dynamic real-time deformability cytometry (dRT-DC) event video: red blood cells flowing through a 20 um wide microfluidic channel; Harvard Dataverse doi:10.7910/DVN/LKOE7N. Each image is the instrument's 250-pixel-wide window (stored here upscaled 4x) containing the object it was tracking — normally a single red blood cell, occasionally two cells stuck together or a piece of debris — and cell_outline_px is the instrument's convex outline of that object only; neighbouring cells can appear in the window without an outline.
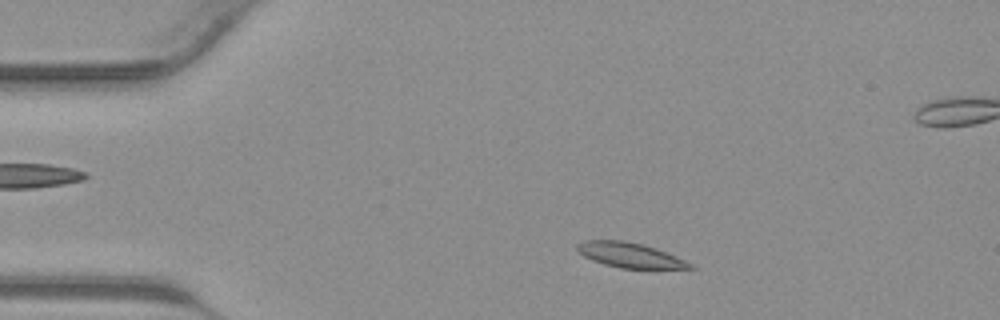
{"species": "common noctule bat (a hibernating species)", "species_latin": "Nyctalus noctula", "temperature_condition": "warm", "stored_images_in_passage": 40, "camera_frame_rate_fps": 3000, "um_per_image_px": 0.085, "animal": {"sex": "male", "body_mass_g": 23.1, "forearm_length_mm": 52.7}, "frame": {"image": 1, "passage_image": 5, "time_ms": 1.333, "image_size_px": [1000, 320], "cell_outline_px": [[696, 268], [620, 268], [604, 264], [592, 260], [584, 256], [576, 248], [576, 244], [584, 240], [624, 240], [644, 244], [656, 248], [676, 256], [692, 264]], "centroid_in_image_um": [53.51, 21.67], "position_along_channel_um": 31.5, "area_um2": 16.3}}
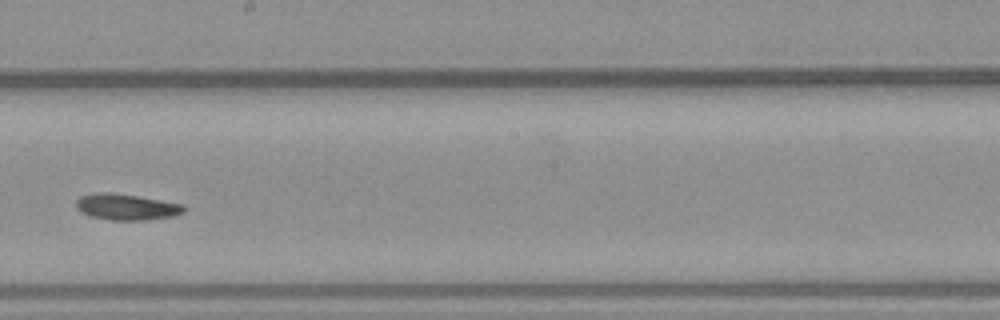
{"frame": {"image": 2, "passage_image": 21, "time_ms": 6.667, "image_size_px": [1000, 320], "cell_outline_px": [[188, 208], [184, 212], [172, 216], [148, 220], [112, 220], [92, 216], [76, 208], [76, 200], [80, 196], [96, 192], [112, 192], [184, 204]], "centroid_in_image_um": [10.78, 17.58], "position_along_channel_um": 237.4, "area_um2": 16.36}}
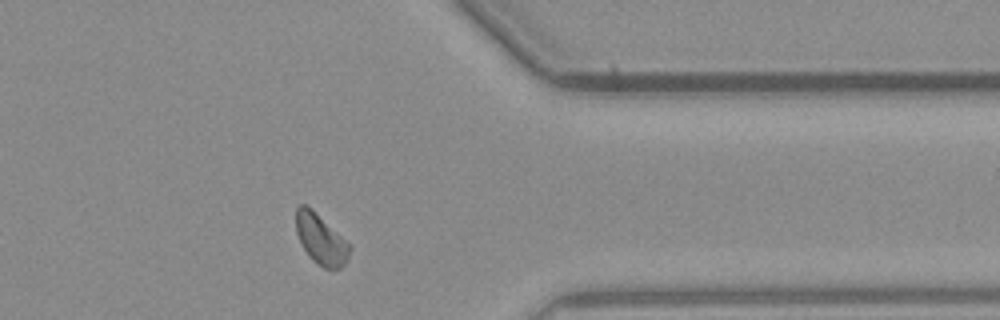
{"frame": {"image": 3, "passage_image": 31, "time_ms": 10.0, "image_size_px": [1000, 320], "cell_outline_px": [[352, 248], [348, 260], [340, 268], [324, 268], [316, 264], [308, 256], [300, 244], [296, 232], [296, 208], [300, 204], [308, 204], [352, 244]], "centroid_in_image_um": [27.29, 20.32], "position_along_channel_um": 384.1, "area_um2": 16.36}}